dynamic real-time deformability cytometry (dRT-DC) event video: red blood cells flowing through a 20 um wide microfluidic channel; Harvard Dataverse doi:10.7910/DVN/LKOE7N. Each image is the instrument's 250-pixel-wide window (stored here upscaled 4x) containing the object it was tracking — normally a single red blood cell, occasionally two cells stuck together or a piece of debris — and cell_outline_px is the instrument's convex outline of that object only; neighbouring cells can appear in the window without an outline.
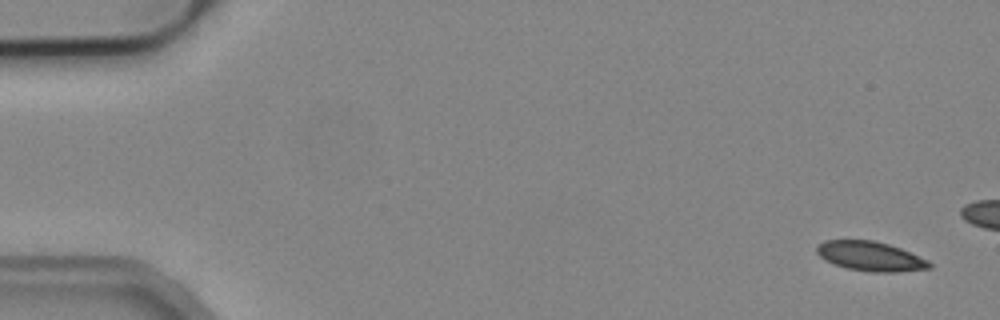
{"species": "common noctule bat (a hibernating species)", "species_latin": "Nyctalus noctula", "temperature_condition": "cold", "stored_images_in_passage": 2, "camera_frame_rate_fps": 3000, "um_per_image_px": 0.085, "animal": {"sex": "male", "body_mass_g": 19.2, "forearm_length_mm": 51.8}, "frame": {"image": 1, "passage_image": 2, "time_ms": 1.667, "image_size_px": [1000, 320], "cell_outline_px": [[932, 268], [900, 272], [872, 272], [848, 268], [832, 264], [824, 260], [816, 252], [816, 248], [824, 240], [872, 240], [888, 244], [900, 248], [928, 260], [932, 264]], "centroid_in_image_um": [73.99, 21.79], "position_along_channel_um": 11.0, "area_um2": 19.36}}